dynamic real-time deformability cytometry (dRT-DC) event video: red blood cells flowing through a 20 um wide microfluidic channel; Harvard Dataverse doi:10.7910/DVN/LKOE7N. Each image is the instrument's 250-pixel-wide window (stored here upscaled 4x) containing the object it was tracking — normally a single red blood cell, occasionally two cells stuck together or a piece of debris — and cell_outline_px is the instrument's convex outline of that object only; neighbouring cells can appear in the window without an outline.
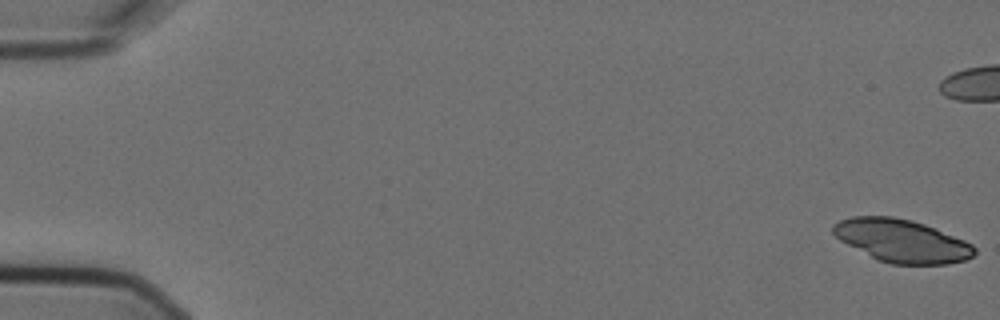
{"species": "Egyptian fruit bat (a non-hibernating species)", "species_latin": "Rousettus aegyptiacus", "temperature_condition": "cold", "stored_images_in_passage": 4, "segment_of_instrument_passage": [2, 2], "camera_frame_rate_fps": 3000, "um_per_image_px": 0.085, "animal": {"sex": "female"}, "frame": {"image": 1, "passage_image": 4, "time_ms": 1.0, "image_size_px": [1000, 320], "cell_outline_px": [[976, 252], [972, 256], [964, 260], [948, 264], [892, 264], [876, 260], [840, 240], [832, 232], [832, 224], [840, 220], [852, 216], [892, 216], [912, 220], [936, 228], [964, 240], [972, 244], [976, 248]], "centroid_in_image_um": [76.64, 20.46], "position_along_channel_um": 8.4, "area_um2": 35.37}}